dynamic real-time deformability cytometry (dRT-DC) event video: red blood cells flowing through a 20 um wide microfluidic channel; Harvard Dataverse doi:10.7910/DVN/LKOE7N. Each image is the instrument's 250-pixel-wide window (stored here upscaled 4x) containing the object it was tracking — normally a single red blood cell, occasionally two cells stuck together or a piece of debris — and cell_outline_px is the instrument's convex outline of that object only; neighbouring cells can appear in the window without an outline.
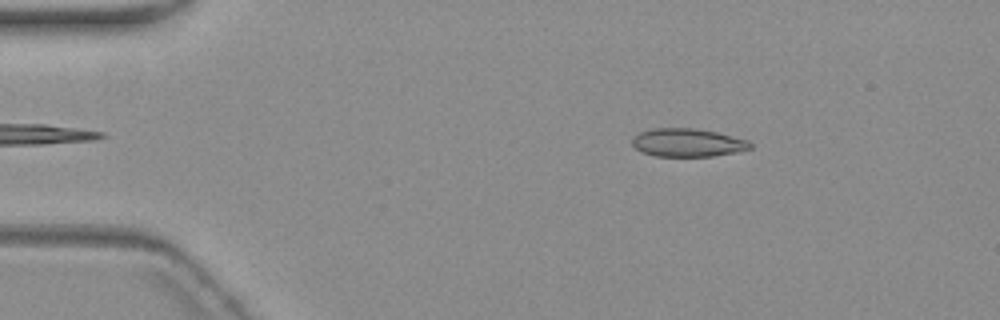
{"species": "common noctule bat (a hibernating species)", "species_latin": "Nyctalus noctula", "temperature_condition": "warm", "stored_images_in_passage": 4, "camera_frame_rate_fps": 3000, "um_per_image_px": 0.085, "animal": {"sex": "female", "body_mass_g": 19.3, "forearm_length_mm": 54.1}, "frame": {"image": 1, "passage_image": 4, "time_ms": 4.667, "image_size_px": [1000, 320], "cell_outline_px": [[752, 148], [736, 152], [712, 156], [656, 156], [640, 152], [632, 144], [632, 136], [640, 132], [652, 128], [692, 128], [716, 132], [748, 140], [752, 144]], "centroid_in_image_um": [58.42, 12.12], "position_along_channel_um": 26.6, "area_um2": 19.42}}